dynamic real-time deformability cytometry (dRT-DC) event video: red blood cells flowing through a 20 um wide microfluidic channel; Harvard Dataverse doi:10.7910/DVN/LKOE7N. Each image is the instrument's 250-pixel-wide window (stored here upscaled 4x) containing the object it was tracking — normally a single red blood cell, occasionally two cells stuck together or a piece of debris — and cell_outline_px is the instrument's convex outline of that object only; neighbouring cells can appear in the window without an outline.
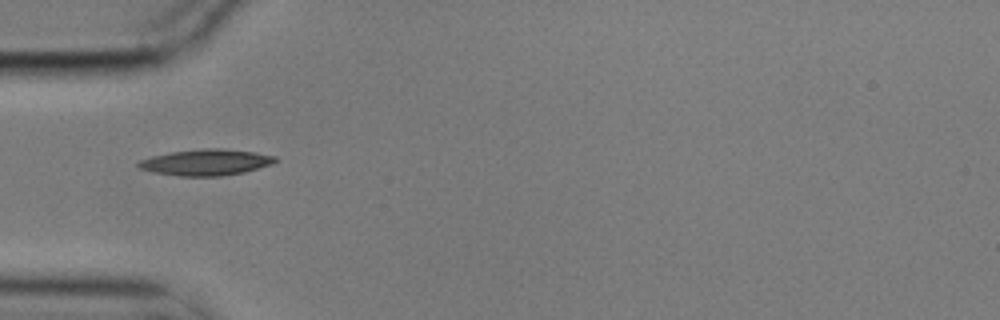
{"species": "common noctule bat (a hibernating species)", "species_latin": "Nyctalus noctula", "temperature_condition": "cold", "stored_images_in_passage": 2, "camera_frame_rate_fps": 3000, "um_per_image_px": 0.085, "animal": {"sex": "male", "body_mass_g": 17.9}, "frame": {"image": 1, "passage_image": 1, "time_ms": 0.0, "image_size_px": [1000, 320], "cell_outline_px": [[276, 160], [272, 164], [244, 172], [220, 176], [180, 176], [156, 172], [140, 168], [136, 164], [140, 160], [152, 156], [172, 152], [204, 148], [220, 148], [256, 152], [276, 156]], "centroid_in_image_um": [17.54, 13.79], "position_along_channel_um": 67.5, "area_um2": 20.63}}
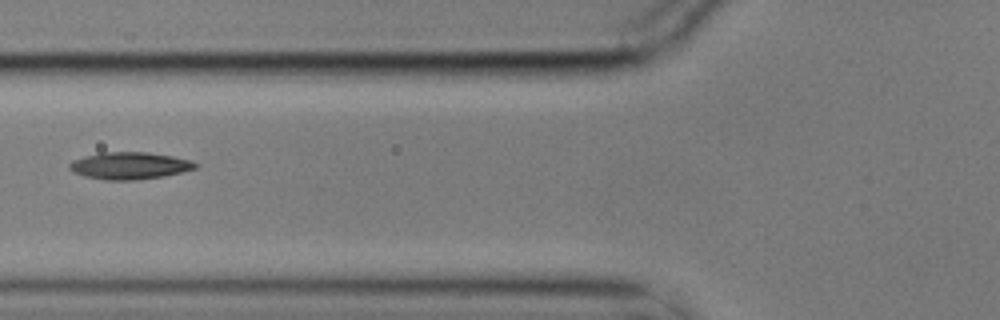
{"frame": {"image": 2, "passage_image": 2, "time_ms": 0.333, "image_size_px": [1000, 320], "cell_outline_px": [[200, 164], [196, 168], [164, 176], [136, 180], [104, 180], [84, 176], [72, 172], [68, 168], [68, 164], [72, 160], [84, 156], [100, 152], [148, 152], [172, 156], [192, 160]], "centroid_in_image_um": [10.99, 14.08], "position_along_channel_um": 114.8, "area_um2": 20.11}}